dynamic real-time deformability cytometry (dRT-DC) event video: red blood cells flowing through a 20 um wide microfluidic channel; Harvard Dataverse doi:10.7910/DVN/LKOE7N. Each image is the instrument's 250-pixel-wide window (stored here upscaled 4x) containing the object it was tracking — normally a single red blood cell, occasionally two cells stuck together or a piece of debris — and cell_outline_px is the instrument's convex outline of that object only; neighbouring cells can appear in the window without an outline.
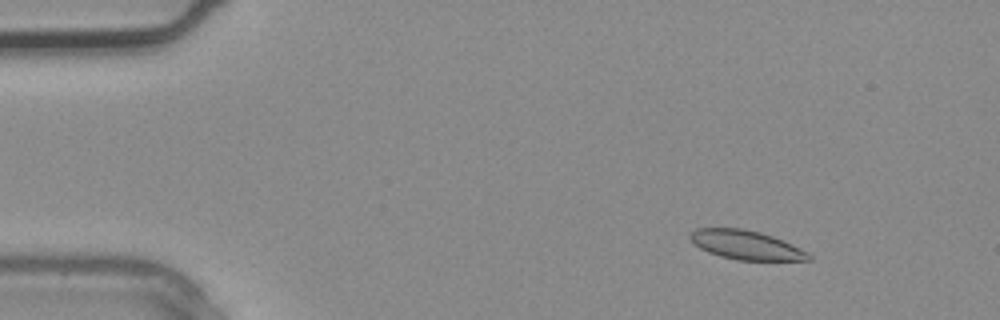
{"species": "common noctule bat (a hibernating species)", "species_latin": "Nyctalus noctula", "temperature_condition": "warm", "stored_images_in_passage": 2, "camera_frame_rate_fps": 3000, "um_per_image_px": 0.085, "animal": {"sex": "male", "body_mass_g": 20.4}, "frame": {"image": 1, "passage_image": 1, "time_ms": 0.0, "image_size_px": [1000, 320], "cell_outline_px": [[812, 260], [736, 260], [720, 256], [708, 252], [692, 244], [688, 236], [688, 232], [696, 228], [744, 228], [760, 232], [772, 236], [792, 244], [808, 252], [812, 256]], "centroid_in_image_um": [63.36, 20.81], "position_along_channel_um": 21.6, "area_um2": 20.29}}